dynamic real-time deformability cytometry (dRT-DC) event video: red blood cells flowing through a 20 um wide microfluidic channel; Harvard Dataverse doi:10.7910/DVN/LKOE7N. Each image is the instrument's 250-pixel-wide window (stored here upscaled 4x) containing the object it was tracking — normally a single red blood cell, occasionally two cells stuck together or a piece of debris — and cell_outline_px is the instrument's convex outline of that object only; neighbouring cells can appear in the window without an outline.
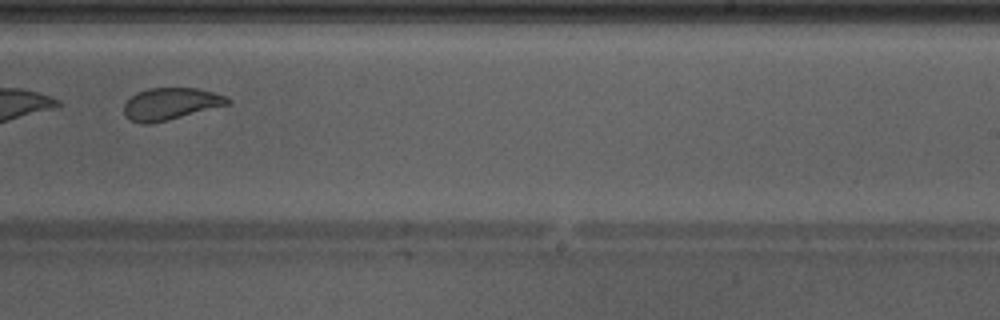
{"species": "Egyptian fruit bat (a non-hibernating species)", "species_latin": "Rousettus aegyptiacus", "temperature_condition": "warm", "stored_images_in_passage": 36, "camera_frame_rate_fps": 3000, "um_per_image_px": 0.085, "animal": {"sex": "male"}, "frame": {"image": 1, "passage_image": 20, "time_ms": 6.333, "image_size_px": [1000, 320], "cell_outline_px": [[232, 100], [228, 104], [168, 120], [148, 124], [140, 124], [124, 116], [124, 104], [136, 92], [148, 88], [196, 88], [212, 92], [224, 96]], "centroid_in_image_um": [14.45, 8.83], "position_along_channel_um": 274.5, "area_um2": 19.13}}